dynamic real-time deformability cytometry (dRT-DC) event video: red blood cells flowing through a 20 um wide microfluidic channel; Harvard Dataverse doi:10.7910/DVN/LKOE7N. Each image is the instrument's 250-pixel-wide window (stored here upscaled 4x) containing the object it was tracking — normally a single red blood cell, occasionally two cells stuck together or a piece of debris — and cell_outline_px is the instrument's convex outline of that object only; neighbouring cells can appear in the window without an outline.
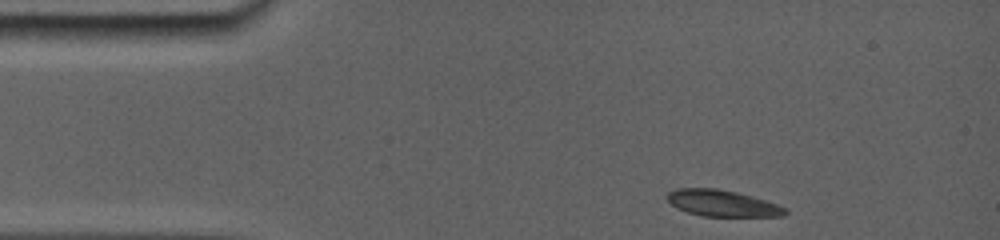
{"species": "common noctule bat (a hibernating species)", "species_latin": "Nyctalus noctula", "temperature_condition": "room temperature", "stored_images_in_passage": 36, "camera_frame_rate_fps": 5000, "um_per_image_px": 0.085, "animal": {"sex": "female", "body_mass_g": 19.0, "forearm_length_mm": 56.7}, "frame": {"image": 1, "passage_image": 1, "time_ms": 0.0, "image_size_px": [1000, 240], "cell_outline_px": [[788, 212], [784, 216], [700, 216], [676, 208], [664, 196], [668, 192], [676, 188], [716, 188], [736, 192], [752, 196], [788, 208]], "centroid_in_image_um": [61.37, 17.27], "position_along_channel_um": 23.6, "area_um2": 18.21}}
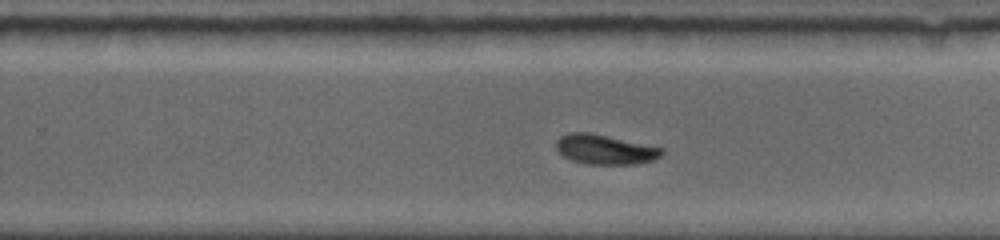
{"frame": {"image": 2, "passage_image": 16, "time_ms": 8.2, "image_size_px": [1000, 240], "cell_outline_px": [[664, 152], [660, 156], [652, 160], [636, 164], [588, 164], [572, 160], [564, 156], [556, 148], [556, 140], [560, 136], [568, 132], [592, 132], [664, 148]], "centroid_in_image_um": [51.42, 12.68], "position_along_channel_um": 278.4, "area_um2": 18.38}}
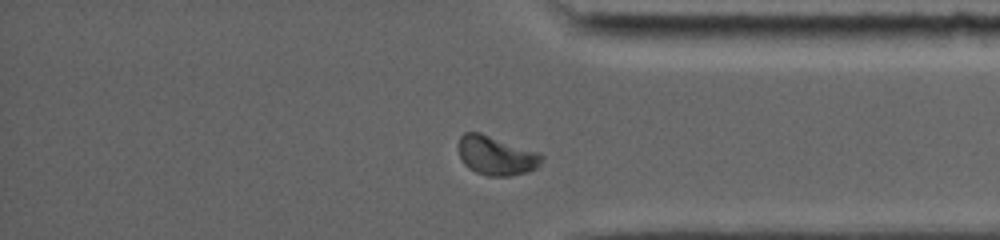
{"frame": {"image": 3, "passage_image": 30, "time_ms": 11.2, "image_size_px": [1000, 240], "cell_outline_px": [[544, 160], [536, 168], [528, 172], [512, 176], [488, 176], [476, 172], [468, 168], [464, 164], [460, 156], [460, 136], [464, 132], [480, 132], [540, 152], [544, 156]], "centroid_in_image_um": [42.23, 13.23], "position_along_channel_um": 393.0, "area_um2": 19.13}, "authors_computed_cell_mechanics": {"area_um2": 18.5827, "velocity_mm_per_s": 3.8492, "shape_relaxation_time_tau1_ms": 3.5301, "shape_relaxation_time_tau2_ms": 7.6841, "deformation_change_tau1": 0.1303, "deformation_change_tau2": 0.0749}}